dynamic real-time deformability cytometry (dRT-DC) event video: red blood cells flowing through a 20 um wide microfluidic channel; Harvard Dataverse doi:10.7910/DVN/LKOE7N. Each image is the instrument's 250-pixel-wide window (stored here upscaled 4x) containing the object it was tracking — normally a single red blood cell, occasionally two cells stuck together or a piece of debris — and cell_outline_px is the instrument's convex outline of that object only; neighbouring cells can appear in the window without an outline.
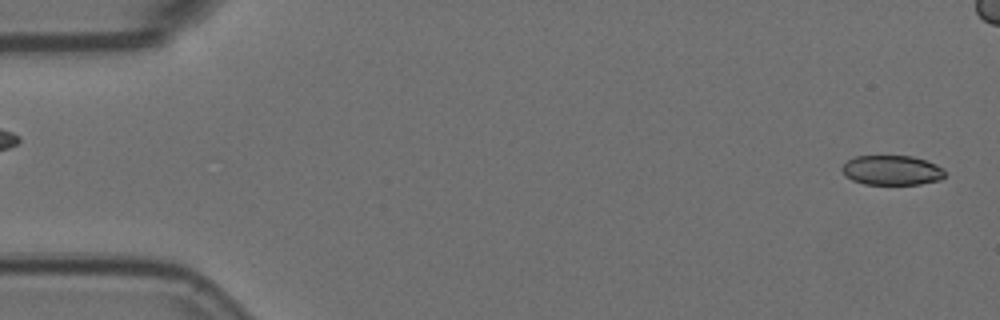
{"species": "Egyptian fruit bat (a non-hibernating species)", "species_latin": "Rousettus aegyptiacus", "temperature_condition": "room temperature", "stored_images_in_passage": 3, "segment_of_instrument_passage": [2, 2], "camera_frame_rate_fps": 3000, "um_per_image_px": 0.085, "animal": {"sex": "female"}, "frame": {"image": 1, "passage_image": 3, "time_ms": 0.667, "image_size_px": [1000, 320], "cell_outline_px": [[944, 176], [940, 180], [920, 184], [864, 184], [852, 180], [844, 176], [840, 168], [848, 160], [856, 156], [912, 156], [936, 164], [944, 168]], "centroid_in_image_um": [75.79, 14.47], "position_along_channel_um": 9.2, "area_um2": 17.86}}